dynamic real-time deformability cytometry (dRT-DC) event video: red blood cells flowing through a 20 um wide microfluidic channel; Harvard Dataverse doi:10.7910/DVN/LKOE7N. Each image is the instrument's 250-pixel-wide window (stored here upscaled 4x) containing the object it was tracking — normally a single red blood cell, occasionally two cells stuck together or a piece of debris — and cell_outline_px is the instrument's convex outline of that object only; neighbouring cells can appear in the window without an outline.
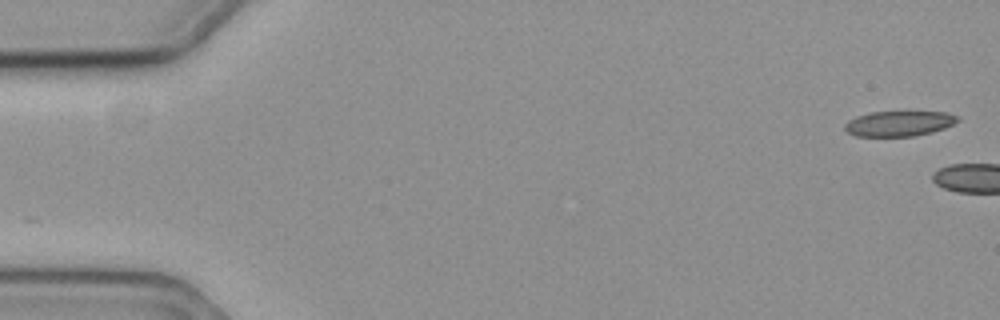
{"species": "common noctule bat (a hibernating species)", "species_latin": "Nyctalus noctula", "temperature_condition": "cold", "stored_images_in_passage": 5, "camera_frame_rate_fps": 3000, "um_per_image_px": 0.085, "animal": {"sex": "female", "body_mass_g": 19.3, "forearm_length_mm": 54.1}, "frame": {"image": 1, "passage_image": 1, "time_ms": 0.0, "image_size_px": [1000, 320], "cell_outline_px": [[960, 120], [944, 128], [932, 132], [916, 136], [856, 136], [848, 132], [844, 128], [844, 124], [848, 120], [856, 116], [872, 112], [948, 112], [960, 116]], "centroid_in_image_um": [76.44, 10.5], "position_along_channel_um": 8.6, "area_um2": 16.65}}